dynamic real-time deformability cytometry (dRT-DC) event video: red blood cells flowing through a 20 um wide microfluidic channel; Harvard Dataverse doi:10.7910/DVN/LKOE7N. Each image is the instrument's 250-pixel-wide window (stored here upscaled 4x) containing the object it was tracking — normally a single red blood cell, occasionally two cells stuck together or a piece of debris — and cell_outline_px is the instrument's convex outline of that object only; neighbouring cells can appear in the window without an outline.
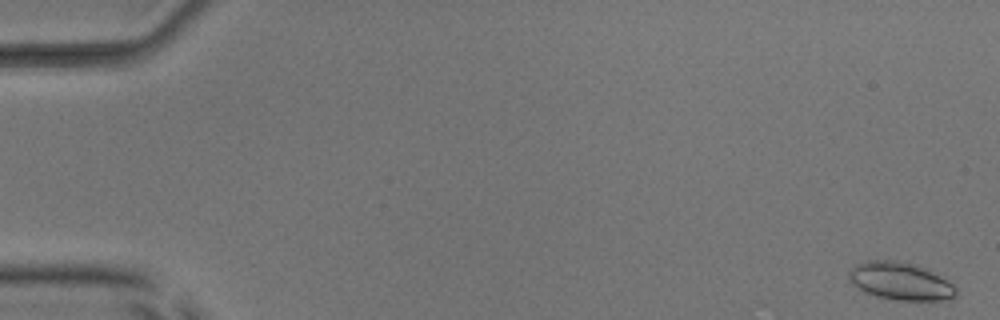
{"species": "common noctule bat (a hibernating species)", "species_latin": "Nyctalus noctula", "temperature_condition": "room temperature", "stored_images_in_passage": 42, "camera_frame_rate_fps": 3000, "um_per_image_px": 0.085, "animal": {"sex": "male", "body_mass_g": 17.9, "forearm_length_mm": 54.2}, "frame": {"image": 1, "passage_image": 2, "time_ms": 0.333, "image_size_px": [1000, 320], "cell_outline_px": [[956, 296], [940, 300], [896, 300], [876, 296], [852, 284], [848, 276], [848, 272], [856, 264], [868, 260], [900, 260], [920, 264], [928, 268], [952, 284], [956, 288]], "centroid_in_image_um": [76.54, 23.86], "position_along_channel_um": 8.5, "area_um2": 23.58}}
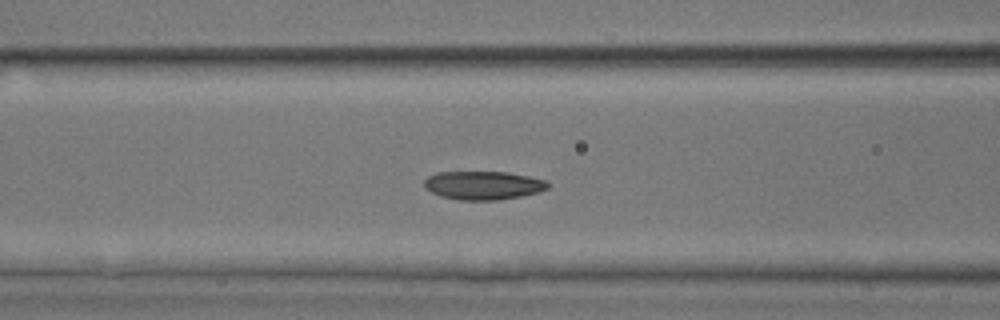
{"frame": {"image": 2, "passage_image": 23, "time_ms": 7.333, "image_size_px": [1000, 320], "cell_outline_px": [[548, 188], [540, 192], [500, 200], [460, 200], [440, 196], [424, 188], [424, 180], [428, 176], [436, 172], [508, 172], [528, 176], [544, 180], [548, 184]], "centroid_in_image_um": [41.04, 15.75], "position_along_channel_um": 125.6, "area_um2": 20.58}}
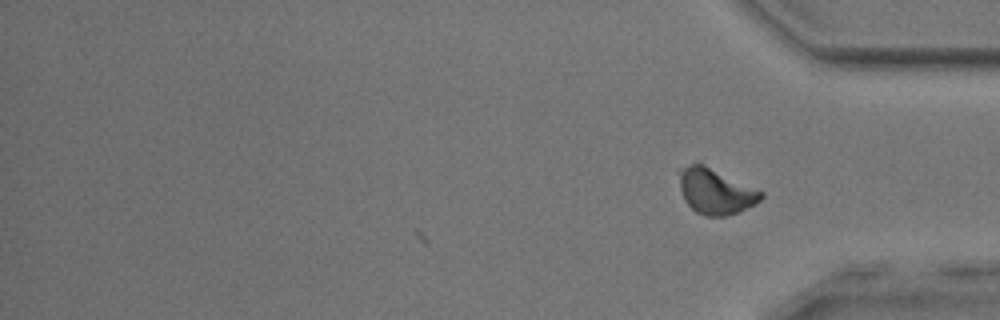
{"frame": {"image": 3, "passage_image": 42, "time_ms": 13.667, "image_size_px": [1000, 320], "cell_outline_px": [[764, 196], [756, 204], [736, 212], [724, 216], [704, 216], [696, 212], [684, 200], [680, 188], [676, 172], [676, 168], [688, 164], [704, 164], [764, 192]], "centroid_in_image_um": [60.76, 16.23], "position_along_channel_um": 374.4, "area_um2": 21.91}, "authors_computed_cell_mechanics": {"area_um2": 21.097, "velocity_mm_per_s": 3.9713, "shape_relaxation_time_tau1_ms": 2.4875, "shape_relaxation_time_tau2_ms": 4.7336, "deformation_change_tau1": 0.1055, "deformation_change_tau2": 0.0803}}